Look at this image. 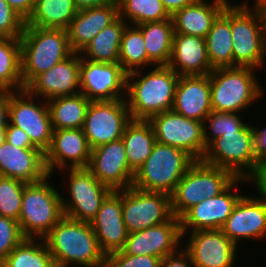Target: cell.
I'll return each instance as SVG.
<instances>
[{
    "instance_id": "1",
    "label": "cell",
    "mask_w": 266,
    "mask_h": 267,
    "mask_svg": "<svg viewBox=\"0 0 266 267\" xmlns=\"http://www.w3.org/2000/svg\"><path fill=\"white\" fill-rule=\"evenodd\" d=\"M141 73L137 70L127 74L124 95L132 120H148L172 110L180 76L167 65H156L150 72Z\"/></svg>"
},
{
    "instance_id": "2",
    "label": "cell",
    "mask_w": 266,
    "mask_h": 267,
    "mask_svg": "<svg viewBox=\"0 0 266 267\" xmlns=\"http://www.w3.org/2000/svg\"><path fill=\"white\" fill-rule=\"evenodd\" d=\"M56 267H106V255L101 251L90 223L64 216L43 238Z\"/></svg>"
},
{
    "instance_id": "3",
    "label": "cell",
    "mask_w": 266,
    "mask_h": 267,
    "mask_svg": "<svg viewBox=\"0 0 266 267\" xmlns=\"http://www.w3.org/2000/svg\"><path fill=\"white\" fill-rule=\"evenodd\" d=\"M252 124L246 123L237 133H225L206 148L202 161L229 170L236 178L263 183L266 172L257 164Z\"/></svg>"
},
{
    "instance_id": "4",
    "label": "cell",
    "mask_w": 266,
    "mask_h": 267,
    "mask_svg": "<svg viewBox=\"0 0 266 267\" xmlns=\"http://www.w3.org/2000/svg\"><path fill=\"white\" fill-rule=\"evenodd\" d=\"M20 42L24 88L39 74L73 53L66 29L25 26Z\"/></svg>"
},
{
    "instance_id": "5",
    "label": "cell",
    "mask_w": 266,
    "mask_h": 267,
    "mask_svg": "<svg viewBox=\"0 0 266 267\" xmlns=\"http://www.w3.org/2000/svg\"><path fill=\"white\" fill-rule=\"evenodd\" d=\"M50 178L24 186L18 222L25 238L43 239L64 217L62 196L50 185Z\"/></svg>"
},
{
    "instance_id": "6",
    "label": "cell",
    "mask_w": 266,
    "mask_h": 267,
    "mask_svg": "<svg viewBox=\"0 0 266 267\" xmlns=\"http://www.w3.org/2000/svg\"><path fill=\"white\" fill-rule=\"evenodd\" d=\"M249 3L231 4V37L234 67L260 69L266 58V26L261 9Z\"/></svg>"
},
{
    "instance_id": "7",
    "label": "cell",
    "mask_w": 266,
    "mask_h": 267,
    "mask_svg": "<svg viewBox=\"0 0 266 267\" xmlns=\"http://www.w3.org/2000/svg\"><path fill=\"white\" fill-rule=\"evenodd\" d=\"M254 71L239 66L213 69L209 74L212 111L239 113L261 98L264 89Z\"/></svg>"
},
{
    "instance_id": "8",
    "label": "cell",
    "mask_w": 266,
    "mask_h": 267,
    "mask_svg": "<svg viewBox=\"0 0 266 267\" xmlns=\"http://www.w3.org/2000/svg\"><path fill=\"white\" fill-rule=\"evenodd\" d=\"M195 160L183 150L155 142L152 153L135 172L132 186L171 195Z\"/></svg>"
},
{
    "instance_id": "9",
    "label": "cell",
    "mask_w": 266,
    "mask_h": 267,
    "mask_svg": "<svg viewBox=\"0 0 266 267\" xmlns=\"http://www.w3.org/2000/svg\"><path fill=\"white\" fill-rule=\"evenodd\" d=\"M235 179L229 170L195 161L170 195L173 215L180 218L203 199L219 195Z\"/></svg>"
},
{
    "instance_id": "10",
    "label": "cell",
    "mask_w": 266,
    "mask_h": 267,
    "mask_svg": "<svg viewBox=\"0 0 266 267\" xmlns=\"http://www.w3.org/2000/svg\"><path fill=\"white\" fill-rule=\"evenodd\" d=\"M148 122L157 142L183 150L195 161L202 160L207 148L202 121L186 118L169 110L153 115Z\"/></svg>"
},
{
    "instance_id": "11",
    "label": "cell",
    "mask_w": 266,
    "mask_h": 267,
    "mask_svg": "<svg viewBox=\"0 0 266 267\" xmlns=\"http://www.w3.org/2000/svg\"><path fill=\"white\" fill-rule=\"evenodd\" d=\"M122 215L129 233L169 221L174 216L171 196L131 186L122 190Z\"/></svg>"
},
{
    "instance_id": "12",
    "label": "cell",
    "mask_w": 266,
    "mask_h": 267,
    "mask_svg": "<svg viewBox=\"0 0 266 267\" xmlns=\"http://www.w3.org/2000/svg\"><path fill=\"white\" fill-rule=\"evenodd\" d=\"M131 120L126 99L91 101L82 129L93 149L121 139Z\"/></svg>"
},
{
    "instance_id": "13",
    "label": "cell",
    "mask_w": 266,
    "mask_h": 267,
    "mask_svg": "<svg viewBox=\"0 0 266 267\" xmlns=\"http://www.w3.org/2000/svg\"><path fill=\"white\" fill-rule=\"evenodd\" d=\"M68 186L70 199L62 197L64 216L85 223L94 219L103 200L112 191L88 168H70Z\"/></svg>"
},
{
    "instance_id": "14",
    "label": "cell",
    "mask_w": 266,
    "mask_h": 267,
    "mask_svg": "<svg viewBox=\"0 0 266 267\" xmlns=\"http://www.w3.org/2000/svg\"><path fill=\"white\" fill-rule=\"evenodd\" d=\"M33 101L34 96L25 89L9 92L10 124L23 130L31 143L45 152L53 133L50 111L46 100L44 105Z\"/></svg>"
},
{
    "instance_id": "15",
    "label": "cell",
    "mask_w": 266,
    "mask_h": 267,
    "mask_svg": "<svg viewBox=\"0 0 266 267\" xmlns=\"http://www.w3.org/2000/svg\"><path fill=\"white\" fill-rule=\"evenodd\" d=\"M80 93L90 101L125 99L127 73L118 63L92 62L81 56ZM122 91V92H121Z\"/></svg>"
},
{
    "instance_id": "16",
    "label": "cell",
    "mask_w": 266,
    "mask_h": 267,
    "mask_svg": "<svg viewBox=\"0 0 266 267\" xmlns=\"http://www.w3.org/2000/svg\"><path fill=\"white\" fill-rule=\"evenodd\" d=\"M249 179L236 178L223 192L212 198H205L199 204L188 209L180 218L182 237L191 229L198 230L221 229L231 215L235 205L243 196L234 193L236 185ZM240 182V183H239Z\"/></svg>"
},
{
    "instance_id": "17",
    "label": "cell",
    "mask_w": 266,
    "mask_h": 267,
    "mask_svg": "<svg viewBox=\"0 0 266 267\" xmlns=\"http://www.w3.org/2000/svg\"><path fill=\"white\" fill-rule=\"evenodd\" d=\"M254 185L259 198L243 195L221 227V231L237 246L241 238H266V187L262 183Z\"/></svg>"
},
{
    "instance_id": "18",
    "label": "cell",
    "mask_w": 266,
    "mask_h": 267,
    "mask_svg": "<svg viewBox=\"0 0 266 267\" xmlns=\"http://www.w3.org/2000/svg\"><path fill=\"white\" fill-rule=\"evenodd\" d=\"M88 169L111 190H124L133 184L135 173L130 169L122 139L91 149Z\"/></svg>"
},
{
    "instance_id": "19",
    "label": "cell",
    "mask_w": 266,
    "mask_h": 267,
    "mask_svg": "<svg viewBox=\"0 0 266 267\" xmlns=\"http://www.w3.org/2000/svg\"><path fill=\"white\" fill-rule=\"evenodd\" d=\"M80 53L73 52L49 70L35 77L25 90L33 97L50 100L80 93Z\"/></svg>"
},
{
    "instance_id": "20",
    "label": "cell",
    "mask_w": 266,
    "mask_h": 267,
    "mask_svg": "<svg viewBox=\"0 0 266 267\" xmlns=\"http://www.w3.org/2000/svg\"><path fill=\"white\" fill-rule=\"evenodd\" d=\"M182 238L180 220L173 216L169 221L129 233L122 251L127 255H149L163 259L179 249L178 243Z\"/></svg>"
},
{
    "instance_id": "21",
    "label": "cell",
    "mask_w": 266,
    "mask_h": 267,
    "mask_svg": "<svg viewBox=\"0 0 266 267\" xmlns=\"http://www.w3.org/2000/svg\"><path fill=\"white\" fill-rule=\"evenodd\" d=\"M237 248L221 229L191 232L184 247L195 267H233Z\"/></svg>"
},
{
    "instance_id": "22",
    "label": "cell",
    "mask_w": 266,
    "mask_h": 267,
    "mask_svg": "<svg viewBox=\"0 0 266 267\" xmlns=\"http://www.w3.org/2000/svg\"><path fill=\"white\" fill-rule=\"evenodd\" d=\"M44 153L51 176L56 167L62 171L69 165L70 168H88L91 158V148L83 129L53 130L50 146Z\"/></svg>"
},
{
    "instance_id": "23",
    "label": "cell",
    "mask_w": 266,
    "mask_h": 267,
    "mask_svg": "<svg viewBox=\"0 0 266 267\" xmlns=\"http://www.w3.org/2000/svg\"><path fill=\"white\" fill-rule=\"evenodd\" d=\"M101 251L107 256L124 248L129 235L122 215V190H112L90 222Z\"/></svg>"
},
{
    "instance_id": "24",
    "label": "cell",
    "mask_w": 266,
    "mask_h": 267,
    "mask_svg": "<svg viewBox=\"0 0 266 267\" xmlns=\"http://www.w3.org/2000/svg\"><path fill=\"white\" fill-rule=\"evenodd\" d=\"M0 176L25 183L45 179L49 176L45 153L39 148H19L4 141L0 145Z\"/></svg>"
},
{
    "instance_id": "25",
    "label": "cell",
    "mask_w": 266,
    "mask_h": 267,
    "mask_svg": "<svg viewBox=\"0 0 266 267\" xmlns=\"http://www.w3.org/2000/svg\"><path fill=\"white\" fill-rule=\"evenodd\" d=\"M172 110L186 118L203 122L212 112L209 74L181 75Z\"/></svg>"
},
{
    "instance_id": "26",
    "label": "cell",
    "mask_w": 266,
    "mask_h": 267,
    "mask_svg": "<svg viewBox=\"0 0 266 267\" xmlns=\"http://www.w3.org/2000/svg\"><path fill=\"white\" fill-rule=\"evenodd\" d=\"M118 17L117 0L103 6L78 11L66 28L71 50L80 53L98 33Z\"/></svg>"
},
{
    "instance_id": "27",
    "label": "cell",
    "mask_w": 266,
    "mask_h": 267,
    "mask_svg": "<svg viewBox=\"0 0 266 267\" xmlns=\"http://www.w3.org/2000/svg\"><path fill=\"white\" fill-rule=\"evenodd\" d=\"M167 66L179 76L210 74L213 68L208 58L205 38L174 33Z\"/></svg>"
},
{
    "instance_id": "28",
    "label": "cell",
    "mask_w": 266,
    "mask_h": 267,
    "mask_svg": "<svg viewBox=\"0 0 266 267\" xmlns=\"http://www.w3.org/2000/svg\"><path fill=\"white\" fill-rule=\"evenodd\" d=\"M197 0L176 11L172 16L175 33L206 38L217 16L229 4L227 0Z\"/></svg>"
},
{
    "instance_id": "29",
    "label": "cell",
    "mask_w": 266,
    "mask_h": 267,
    "mask_svg": "<svg viewBox=\"0 0 266 267\" xmlns=\"http://www.w3.org/2000/svg\"><path fill=\"white\" fill-rule=\"evenodd\" d=\"M205 41L208 58L213 69L234 67L230 3L213 22Z\"/></svg>"
},
{
    "instance_id": "30",
    "label": "cell",
    "mask_w": 266,
    "mask_h": 267,
    "mask_svg": "<svg viewBox=\"0 0 266 267\" xmlns=\"http://www.w3.org/2000/svg\"><path fill=\"white\" fill-rule=\"evenodd\" d=\"M121 139L125 145L128 165L135 173L152 153L156 142L152 126L148 120H131Z\"/></svg>"
},
{
    "instance_id": "31",
    "label": "cell",
    "mask_w": 266,
    "mask_h": 267,
    "mask_svg": "<svg viewBox=\"0 0 266 267\" xmlns=\"http://www.w3.org/2000/svg\"><path fill=\"white\" fill-rule=\"evenodd\" d=\"M128 25L120 16L80 52V56L92 62L118 63L122 34Z\"/></svg>"
},
{
    "instance_id": "32",
    "label": "cell",
    "mask_w": 266,
    "mask_h": 267,
    "mask_svg": "<svg viewBox=\"0 0 266 267\" xmlns=\"http://www.w3.org/2000/svg\"><path fill=\"white\" fill-rule=\"evenodd\" d=\"M53 130L82 129L91 101L82 93L47 101Z\"/></svg>"
},
{
    "instance_id": "33",
    "label": "cell",
    "mask_w": 266,
    "mask_h": 267,
    "mask_svg": "<svg viewBox=\"0 0 266 267\" xmlns=\"http://www.w3.org/2000/svg\"><path fill=\"white\" fill-rule=\"evenodd\" d=\"M144 37L148 58L156 65H168L171 57L174 28L172 18L136 26Z\"/></svg>"
},
{
    "instance_id": "34",
    "label": "cell",
    "mask_w": 266,
    "mask_h": 267,
    "mask_svg": "<svg viewBox=\"0 0 266 267\" xmlns=\"http://www.w3.org/2000/svg\"><path fill=\"white\" fill-rule=\"evenodd\" d=\"M77 12L73 0H36L25 26L66 29Z\"/></svg>"
},
{
    "instance_id": "35",
    "label": "cell",
    "mask_w": 266,
    "mask_h": 267,
    "mask_svg": "<svg viewBox=\"0 0 266 267\" xmlns=\"http://www.w3.org/2000/svg\"><path fill=\"white\" fill-rule=\"evenodd\" d=\"M24 90L21 75L20 38L0 40V92Z\"/></svg>"
},
{
    "instance_id": "36",
    "label": "cell",
    "mask_w": 266,
    "mask_h": 267,
    "mask_svg": "<svg viewBox=\"0 0 266 267\" xmlns=\"http://www.w3.org/2000/svg\"><path fill=\"white\" fill-rule=\"evenodd\" d=\"M2 264L4 267H56L45 241L32 238H25Z\"/></svg>"
},
{
    "instance_id": "37",
    "label": "cell",
    "mask_w": 266,
    "mask_h": 267,
    "mask_svg": "<svg viewBox=\"0 0 266 267\" xmlns=\"http://www.w3.org/2000/svg\"><path fill=\"white\" fill-rule=\"evenodd\" d=\"M118 62L127 74L137 70H144L147 65H150L149 67L155 66L147 56L144 37L136 26L127 25L124 29Z\"/></svg>"
},
{
    "instance_id": "38",
    "label": "cell",
    "mask_w": 266,
    "mask_h": 267,
    "mask_svg": "<svg viewBox=\"0 0 266 267\" xmlns=\"http://www.w3.org/2000/svg\"><path fill=\"white\" fill-rule=\"evenodd\" d=\"M119 16L133 26L171 18L161 0H117Z\"/></svg>"
},
{
    "instance_id": "39",
    "label": "cell",
    "mask_w": 266,
    "mask_h": 267,
    "mask_svg": "<svg viewBox=\"0 0 266 267\" xmlns=\"http://www.w3.org/2000/svg\"><path fill=\"white\" fill-rule=\"evenodd\" d=\"M245 124L246 122H243L236 112L212 111L203 120V138L206 147L225 133H237ZM207 126L210 132L206 129Z\"/></svg>"
},
{
    "instance_id": "40",
    "label": "cell",
    "mask_w": 266,
    "mask_h": 267,
    "mask_svg": "<svg viewBox=\"0 0 266 267\" xmlns=\"http://www.w3.org/2000/svg\"><path fill=\"white\" fill-rule=\"evenodd\" d=\"M26 184L14 178L0 176V216L19 220Z\"/></svg>"
},
{
    "instance_id": "41",
    "label": "cell",
    "mask_w": 266,
    "mask_h": 267,
    "mask_svg": "<svg viewBox=\"0 0 266 267\" xmlns=\"http://www.w3.org/2000/svg\"><path fill=\"white\" fill-rule=\"evenodd\" d=\"M24 239L18 221L0 216V263Z\"/></svg>"
},
{
    "instance_id": "42",
    "label": "cell",
    "mask_w": 266,
    "mask_h": 267,
    "mask_svg": "<svg viewBox=\"0 0 266 267\" xmlns=\"http://www.w3.org/2000/svg\"><path fill=\"white\" fill-rule=\"evenodd\" d=\"M26 21L7 3L0 0V37L21 38Z\"/></svg>"
},
{
    "instance_id": "43",
    "label": "cell",
    "mask_w": 266,
    "mask_h": 267,
    "mask_svg": "<svg viewBox=\"0 0 266 267\" xmlns=\"http://www.w3.org/2000/svg\"><path fill=\"white\" fill-rule=\"evenodd\" d=\"M162 258L149 255H127L122 250L106 256V267H160Z\"/></svg>"
},
{
    "instance_id": "44",
    "label": "cell",
    "mask_w": 266,
    "mask_h": 267,
    "mask_svg": "<svg viewBox=\"0 0 266 267\" xmlns=\"http://www.w3.org/2000/svg\"><path fill=\"white\" fill-rule=\"evenodd\" d=\"M254 134V153L256 155L257 164L266 172V127L253 126Z\"/></svg>"
},
{
    "instance_id": "45",
    "label": "cell",
    "mask_w": 266,
    "mask_h": 267,
    "mask_svg": "<svg viewBox=\"0 0 266 267\" xmlns=\"http://www.w3.org/2000/svg\"><path fill=\"white\" fill-rule=\"evenodd\" d=\"M5 141L19 148H37L23 130L10 123L5 130Z\"/></svg>"
},
{
    "instance_id": "46",
    "label": "cell",
    "mask_w": 266,
    "mask_h": 267,
    "mask_svg": "<svg viewBox=\"0 0 266 267\" xmlns=\"http://www.w3.org/2000/svg\"><path fill=\"white\" fill-rule=\"evenodd\" d=\"M191 265V266H190ZM160 267H195L189 253L183 248L162 259Z\"/></svg>"
},
{
    "instance_id": "47",
    "label": "cell",
    "mask_w": 266,
    "mask_h": 267,
    "mask_svg": "<svg viewBox=\"0 0 266 267\" xmlns=\"http://www.w3.org/2000/svg\"><path fill=\"white\" fill-rule=\"evenodd\" d=\"M9 122V92H0V145L5 141V130Z\"/></svg>"
},
{
    "instance_id": "48",
    "label": "cell",
    "mask_w": 266,
    "mask_h": 267,
    "mask_svg": "<svg viewBox=\"0 0 266 267\" xmlns=\"http://www.w3.org/2000/svg\"><path fill=\"white\" fill-rule=\"evenodd\" d=\"M8 5L25 21L33 12L36 0H6Z\"/></svg>"
},
{
    "instance_id": "49",
    "label": "cell",
    "mask_w": 266,
    "mask_h": 267,
    "mask_svg": "<svg viewBox=\"0 0 266 267\" xmlns=\"http://www.w3.org/2000/svg\"><path fill=\"white\" fill-rule=\"evenodd\" d=\"M197 0H161L166 11L172 16L176 11L187 5L195 3Z\"/></svg>"
},
{
    "instance_id": "50",
    "label": "cell",
    "mask_w": 266,
    "mask_h": 267,
    "mask_svg": "<svg viewBox=\"0 0 266 267\" xmlns=\"http://www.w3.org/2000/svg\"><path fill=\"white\" fill-rule=\"evenodd\" d=\"M113 0H73L74 5L78 11L99 7L111 3Z\"/></svg>"
},
{
    "instance_id": "51",
    "label": "cell",
    "mask_w": 266,
    "mask_h": 267,
    "mask_svg": "<svg viewBox=\"0 0 266 267\" xmlns=\"http://www.w3.org/2000/svg\"><path fill=\"white\" fill-rule=\"evenodd\" d=\"M262 11L266 26V4H256Z\"/></svg>"
},
{
    "instance_id": "52",
    "label": "cell",
    "mask_w": 266,
    "mask_h": 267,
    "mask_svg": "<svg viewBox=\"0 0 266 267\" xmlns=\"http://www.w3.org/2000/svg\"><path fill=\"white\" fill-rule=\"evenodd\" d=\"M256 4H266V0H255Z\"/></svg>"
},
{
    "instance_id": "53",
    "label": "cell",
    "mask_w": 266,
    "mask_h": 267,
    "mask_svg": "<svg viewBox=\"0 0 266 267\" xmlns=\"http://www.w3.org/2000/svg\"><path fill=\"white\" fill-rule=\"evenodd\" d=\"M262 184L266 187V178H265V180H264V182Z\"/></svg>"
}]
</instances>
